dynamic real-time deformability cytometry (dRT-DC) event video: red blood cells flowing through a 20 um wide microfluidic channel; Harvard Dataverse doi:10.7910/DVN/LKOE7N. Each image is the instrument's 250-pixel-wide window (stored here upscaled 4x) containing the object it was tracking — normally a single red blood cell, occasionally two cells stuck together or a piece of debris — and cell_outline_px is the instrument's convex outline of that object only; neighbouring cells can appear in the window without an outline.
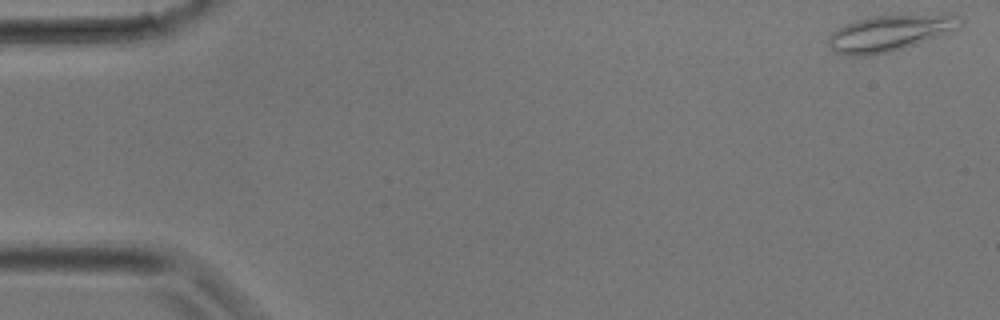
{"species": "common noctule bat (a hibernating species)", "species_latin": "Nyctalus noctula", "temperature_condition": "room temperature", "stored_images_in_passage": 33, "camera_frame_rate_fps": 3000, "um_per_image_px": 0.085, "animal": {"sex": "male", "body_mass_g": 17.9}, "frame": {"image": 1, "passage_image": 1, "time_ms": 0.0, "image_size_px": [1000, 320], "cell_outline_px": [[964, 20], [956, 28], [936, 36], [904, 48], [872, 56], [848, 56], [836, 52], [828, 44], [828, 36], [836, 28], [856, 20], [872, 16], [944, 12], [948, 12], [960, 16]], "centroid_in_image_um": [75.64, 2.77], "position_along_channel_um": 9.4, "area_um2": 28.15}}
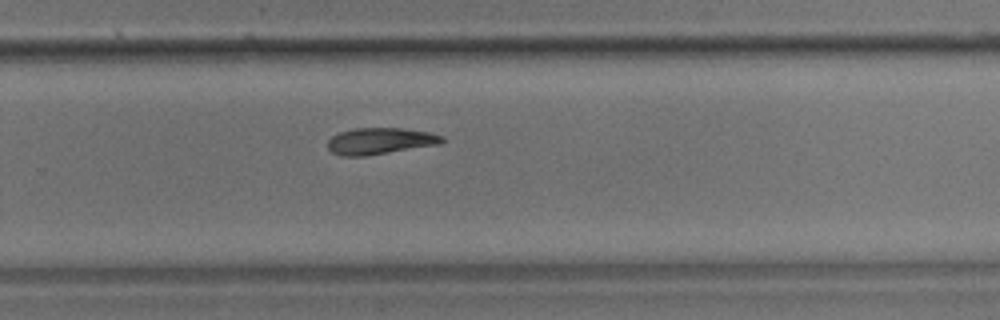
{"frame": {"image": 2, "passage_image": 22, "time_ms": 7.0, "image_size_px": [1000, 320], "cell_outline_px": [[444, 140], [440, 144], [364, 156], [340, 156], [332, 152], [328, 148], [328, 140], [332, 136], [340, 132], [356, 128], [404, 128], [428, 132], [444, 136]], "centroid_in_image_um": [32.3, 11.98], "position_along_channel_um": 297.5, "area_um2": 17.57}}
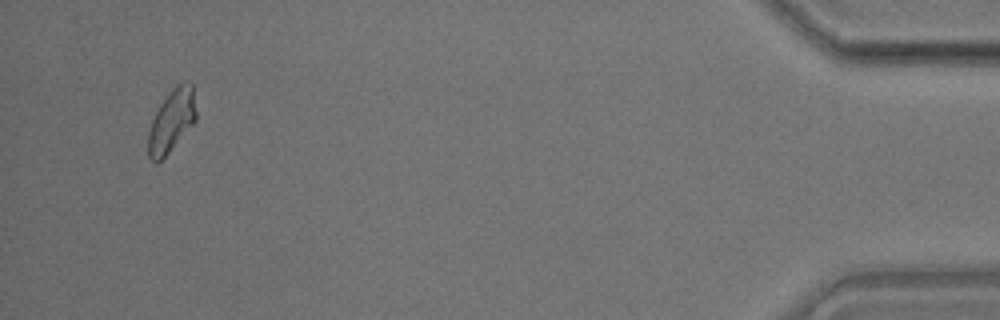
{"frame": {"image": 3, "passage_image": 32, "time_ms": 10.333, "image_size_px": [1000, 320], "cell_outline_px": [[196, 120], [168, 152], [156, 164], [148, 156], [148, 132], [152, 120], [160, 104], [172, 88], [176, 84], [192, 84], [196, 112]], "centroid_in_image_um": [14.57, 10.28], "position_along_channel_um": 420.6, "area_um2": 16.99}}